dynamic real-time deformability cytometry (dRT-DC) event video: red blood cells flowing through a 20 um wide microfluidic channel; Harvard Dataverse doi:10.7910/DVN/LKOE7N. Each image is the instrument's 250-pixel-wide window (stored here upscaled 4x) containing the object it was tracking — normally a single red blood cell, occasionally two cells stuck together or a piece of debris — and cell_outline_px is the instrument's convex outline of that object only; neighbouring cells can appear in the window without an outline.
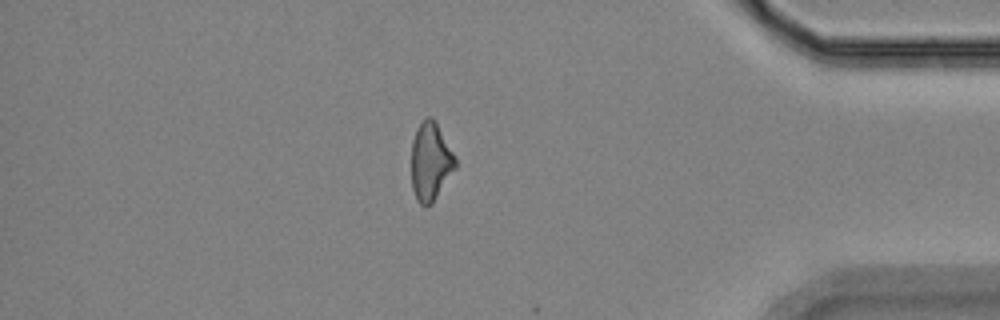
{"species": "Egyptian fruit bat (a non-hibernating species)", "species_latin": "Rousettus aegyptiacus", "temperature_condition": "room temperature", "stored_images_in_passage": 16, "segment_of_instrument_passage": [2, 2], "camera_frame_rate_fps": 3000, "um_per_image_px": 0.085, "animal": {"sex": "female"}, "frame": {"image": 1, "passage_image": 16, "time_ms": 18.333, "image_size_px": [1000, 320], "cell_outline_px": [[456, 168], [432, 204], [424, 208], [416, 200], [412, 188], [412, 140], [416, 128], [428, 116], [432, 116], [456, 156]], "centroid_in_image_um": [36.6, 13.77], "position_along_channel_um": 398.6, "area_um2": 20.17}}